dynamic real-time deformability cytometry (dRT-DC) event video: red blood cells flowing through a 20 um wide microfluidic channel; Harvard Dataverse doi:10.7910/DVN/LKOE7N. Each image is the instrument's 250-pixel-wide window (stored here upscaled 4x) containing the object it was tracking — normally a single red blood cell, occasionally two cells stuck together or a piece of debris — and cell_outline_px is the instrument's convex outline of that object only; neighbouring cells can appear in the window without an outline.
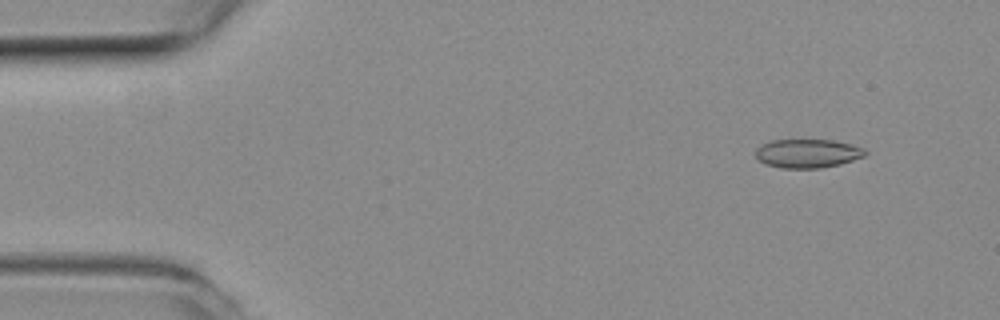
{"species": "common noctule bat (a hibernating species)", "species_latin": "Nyctalus noctula", "temperature_condition": "room temperature", "stored_images_in_passage": 52, "camera_frame_rate_fps": 3000, "um_per_image_px": 0.085, "animal": {"sex": "female", "body_mass_g": 19.3, "forearm_length_mm": 54.1}, "frame": {"image": 1, "passage_image": 5, "time_ms": 1.333, "image_size_px": [1000, 320], "cell_outline_px": [[868, 152], [864, 156], [840, 164], [820, 168], [784, 168], [768, 164], [760, 160], [756, 156], [756, 148], [760, 144], [772, 140], [832, 140], [852, 144], [864, 148]], "centroid_in_image_um": [68.66, 13.03], "position_along_channel_um": 16.3, "area_um2": 18.26}}
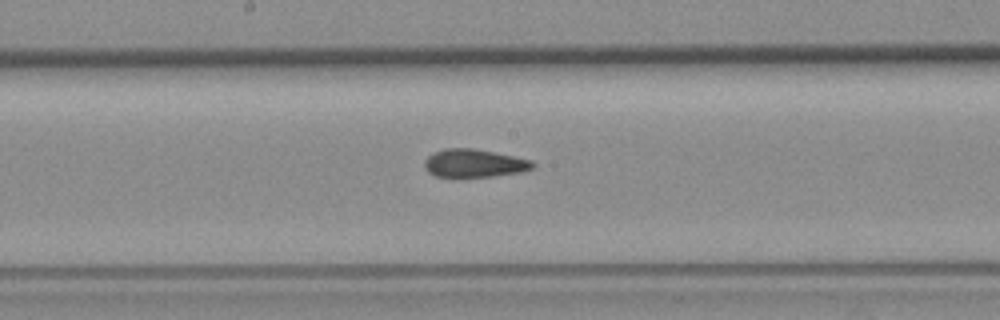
{"frame": {"image": 2, "passage_image": 27, "time_ms": 8.667, "image_size_px": [1000, 320], "cell_outline_px": [[536, 164], [532, 168], [524, 172], [492, 176], [456, 180], [436, 176], [428, 172], [424, 168], [424, 160], [428, 156], [444, 148], [472, 148], [532, 160]], "centroid_in_image_um": [40.26, 13.93], "position_along_channel_um": 207.9, "area_um2": 18.32}}
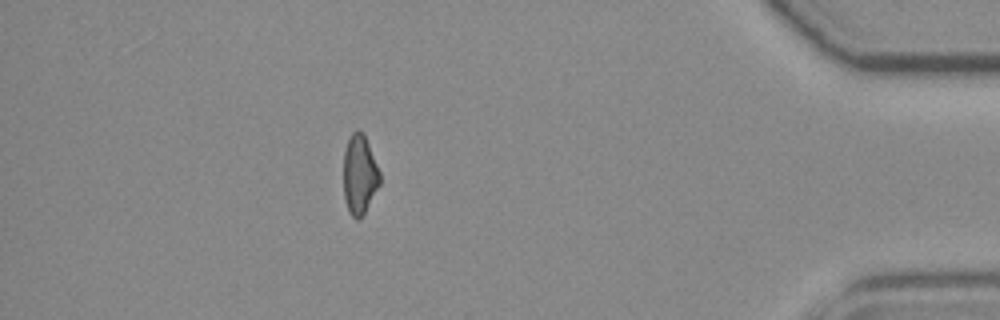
{"frame": {"image": 3, "passage_image": 46, "time_ms": 15.0, "image_size_px": [1000, 320], "cell_outline_px": [[380, 184], [364, 212], [356, 220], [348, 212], [344, 200], [344, 152], [348, 140], [352, 132], [356, 128], [364, 132], [380, 172]], "centroid_in_image_um": [30.56, 14.8], "position_along_channel_um": 404.6, "area_um2": 16.82}, "authors_computed_cell_mechanics": {"area_um2": 18.0914, "velocity_mm_per_s": 3.9363, "shape_relaxation_time_tau1_ms": null, "shape_relaxation_time_tau2_ms": 2.9262, "deformation_change_tau1": null, "deformation_change_tau2": 0.0971}}